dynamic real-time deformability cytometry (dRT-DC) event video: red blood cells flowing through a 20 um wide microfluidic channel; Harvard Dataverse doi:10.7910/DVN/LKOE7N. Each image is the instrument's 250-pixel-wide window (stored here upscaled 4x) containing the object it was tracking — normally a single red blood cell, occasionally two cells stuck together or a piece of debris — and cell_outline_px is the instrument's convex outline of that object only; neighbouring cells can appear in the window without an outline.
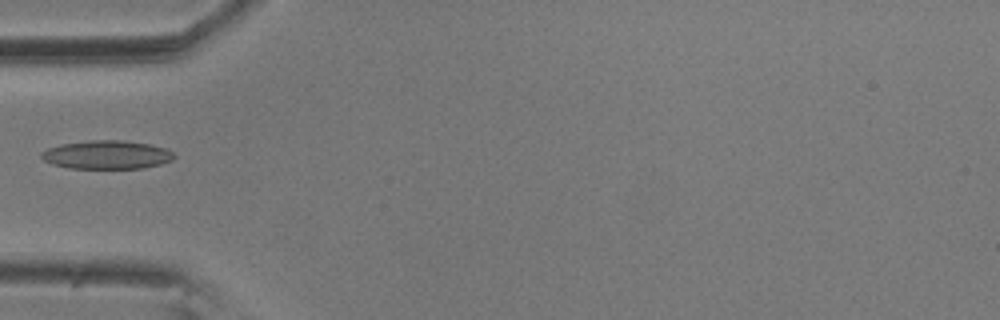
{"species": "common noctule bat (a hibernating species)", "species_latin": "Nyctalus noctula", "temperature_condition": "room temperature", "stored_images_in_passage": 4, "camera_frame_rate_fps": 3000, "um_per_image_px": 0.085, "animal": {"sex": "male", "body_mass_g": 20.5, "forearm_length_mm": 52.5}, "frame": {"image": 1, "passage_image": 1, "time_ms": 0.0, "image_size_px": [1000, 320], "cell_outline_px": [[176, 156], [172, 160], [160, 164], [144, 168], [68, 168], [52, 164], [44, 160], [40, 156], [40, 152], [48, 148], [60, 144], [92, 140], [124, 140], [148, 144], [168, 148]], "centroid_in_image_um": [9.08, 13.15], "position_along_channel_um": 75.9, "area_um2": 22.14}}
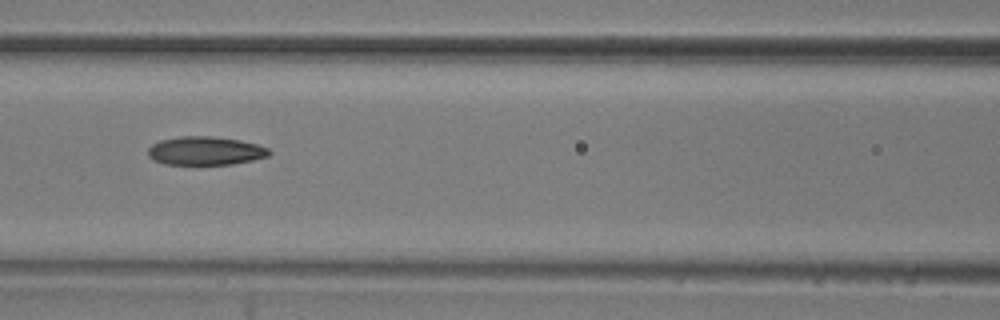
{"frame": {"image": 2, "passage_image": 3, "time_ms": 0.667, "image_size_px": [1000, 320], "cell_outline_px": [[272, 152], [268, 156], [252, 160], [232, 164], [164, 164], [148, 156], [148, 148], [152, 144], [160, 140], [180, 136], [212, 136], [240, 140], [256, 144], [268, 148]], "centroid_in_image_um": [17.46, 12.81], "position_along_channel_um": 149.1, "area_um2": 20.06}}
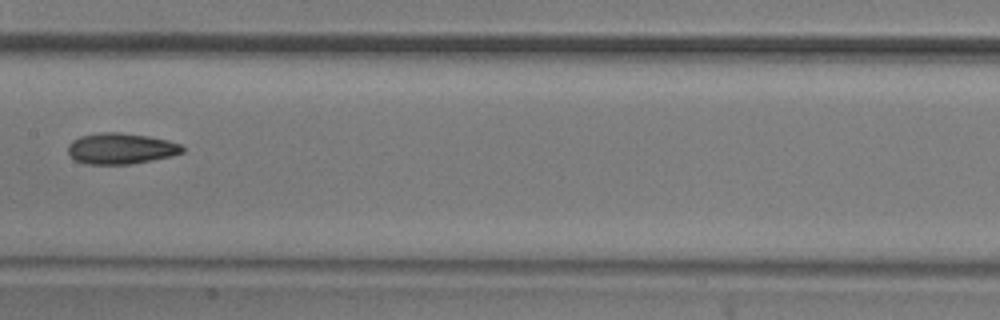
{"frame": {"image": 3, "passage_image": 4, "time_ms": 1.0, "image_size_px": [1000, 320], "cell_outline_px": [[184, 152], [152, 160], [132, 164], [84, 164], [76, 160], [68, 152], [68, 144], [72, 140], [80, 136], [100, 132], [120, 132], [148, 136], [168, 140], [180, 144], [184, 148]], "centroid_in_image_um": [10.25, 12.62], "position_along_channel_um": 197.1, "area_um2": 20.63}}